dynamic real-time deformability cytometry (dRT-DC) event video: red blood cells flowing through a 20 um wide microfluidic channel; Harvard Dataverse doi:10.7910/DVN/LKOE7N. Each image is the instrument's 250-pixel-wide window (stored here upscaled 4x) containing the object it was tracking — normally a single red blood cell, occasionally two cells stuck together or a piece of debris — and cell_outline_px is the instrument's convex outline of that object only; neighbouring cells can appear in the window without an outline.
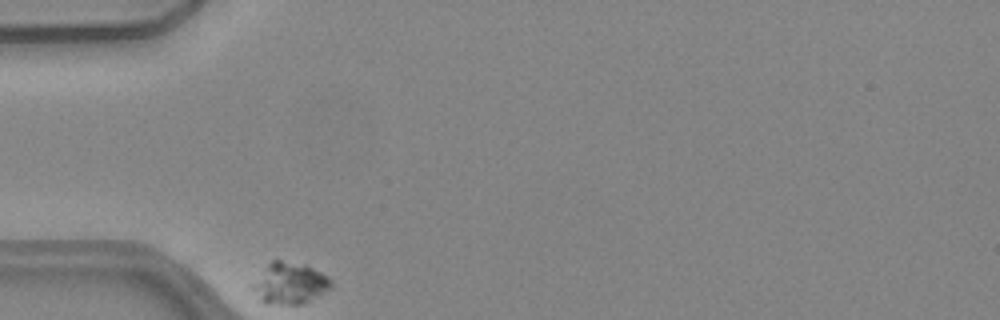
{"species": "common noctule bat (a hibernating species)", "species_latin": "Nyctalus noctula", "temperature_condition": "warm", "stored_images_in_passage": 33, "camera_frame_rate_fps": 3000, "um_per_image_px": 0.085, "animal": {"sex": "female", "body_mass_g": 24.6, "forearm_length_mm": 56.2}, "frame": {"image": 1, "passage_image": 1, "time_ms": 0.0, "image_size_px": [1000, 320], "cell_outline_px": [[332, 288], [304, 304], [264, 304], [248, 288], [248, 284], [272, 260], [280, 260], [304, 264], [328, 276], [332, 280]], "centroid_in_image_um": [24.56, 24.1], "position_along_channel_um": 60.4, "area_um2": 19.48}}
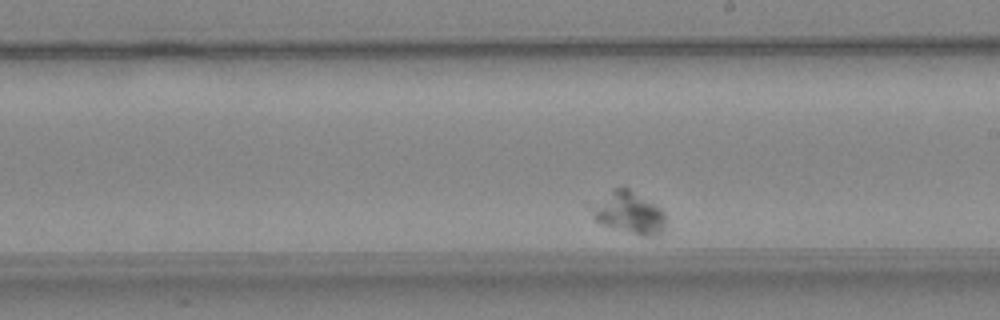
{"frame": {"image": 2, "passage_image": 20, "time_ms": 6.333, "image_size_px": [1000, 320], "cell_outline_px": [[664, 232], [660, 236], [640, 236], [604, 224], [596, 220], [592, 208], [612, 188], [628, 188], [660, 208], [664, 212]], "centroid_in_image_um": [53.54, 18.11], "position_along_channel_um": 235.5, "area_um2": 17.51}}
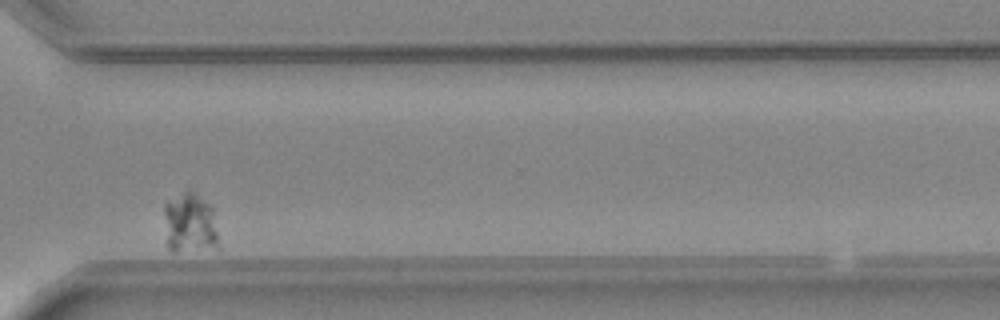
{"frame": {"image": 3, "passage_image": 31, "time_ms": 10.0, "image_size_px": [1000, 320], "cell_outline_px": [[220, 252], [172, 252], [168, 248], [164, 212], [164, 200], [188, 188], [200, 196], [212, 208], [220, 248]], "centroid_in_image_um": [16.16, 19.03], "position_along_channel_um": 354.4, "area_um2": 20.29}}